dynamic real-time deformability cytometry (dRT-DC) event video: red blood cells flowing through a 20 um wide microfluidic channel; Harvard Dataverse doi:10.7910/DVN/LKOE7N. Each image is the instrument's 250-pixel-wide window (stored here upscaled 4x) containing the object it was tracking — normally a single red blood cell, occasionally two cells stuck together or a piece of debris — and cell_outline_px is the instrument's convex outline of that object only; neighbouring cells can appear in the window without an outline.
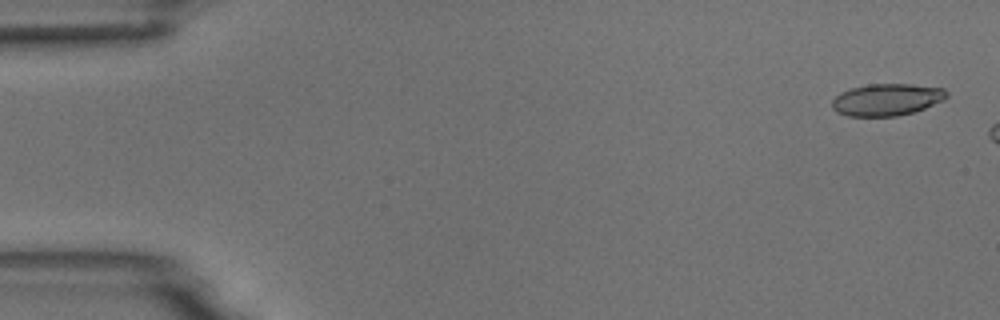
{"species": "common noctule bat (a hibernating species)", "species_latin": "Nyctalus noctula", "temperature_condition": "room temperature", "stored_images_in_passage": 4, "camera_frame_rate_fps": 3000, "um_per_image_px": 0.085, "animal": {"sex": "male", "body_mass_g": 18.8}, "frame": {"image": 1, "passage_image": 1, "time_ms": 0.0, "image_size_px": [1000, 320], "cell_outline_px": [[948, 96], [944, 100], [924, 108], [912, 112], [896, 116], [848, 116], [836, 112], [832, 108], [832, 100], [840, 92], [852, 88], [868, 84], [912, 84], [944, 88], [948, 92]], "centroid_in_image_um": [75.38, 8.46], "position_along_channel_um": 9.6, "area_um2": 21.39}}